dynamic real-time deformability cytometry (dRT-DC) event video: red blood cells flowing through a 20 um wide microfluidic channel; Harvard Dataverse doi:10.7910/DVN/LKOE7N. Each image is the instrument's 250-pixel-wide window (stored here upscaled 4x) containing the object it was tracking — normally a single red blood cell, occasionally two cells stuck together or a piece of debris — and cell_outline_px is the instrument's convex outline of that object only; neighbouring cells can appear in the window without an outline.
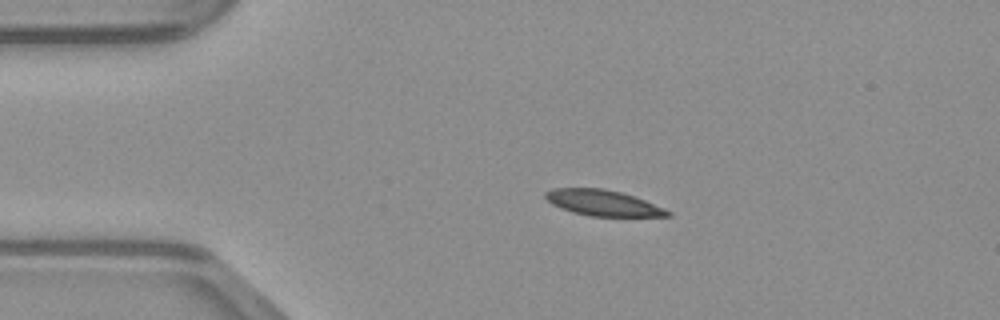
{"species": "common noctule bat (a hibernating species)", "species_latin": "Nyctalus noctula", "temperature_condition": "warm", "stored_images_in_passage": 39, "camera_frame_rate_fps": 3000, "um_per_image_px": 0.085, "animal": {"sex": "male", "body_mass_g": 23.1, "forearm_length_mm": 52.7}, "frame": {"image": 1, "passage_image": 1, "time_ms": 0.0, "image_size_px": [1000, 320], "cell_outline_px": [[672, 216], [588, 216], [572, 212], [552, 204], [544, 196], [544, 192], [552, 188], [604, 188], [620, 192], [644, 200], [664, 208], [672, 212]], "centroid_in_image_um": [51.23, 17.24], "position_along_channel_um": 33.8, "area_um2": 18.26}}
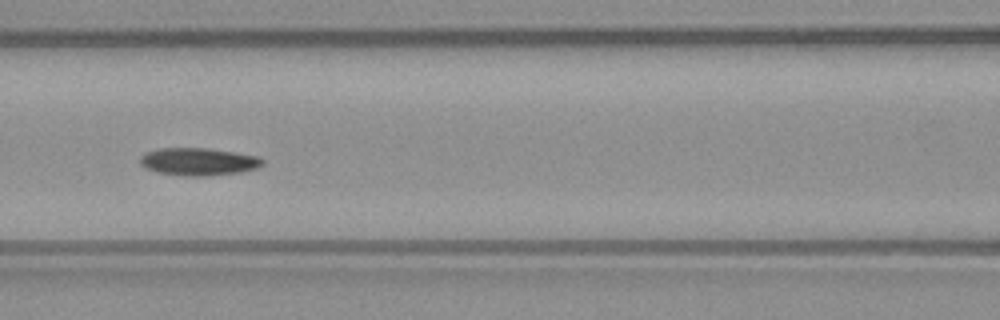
{"frame": {"image": 2, "passage_image": 12, "time_ms": 3.667, "image_size_px": [1000, 320], "cell_outline_px": [[264, 164], [256, 168], [240, 172], [204, 176], [184, 176], [156, 172], [144, 168], [140, 164], [140, 156], [148, 152], [160, 148], [208, 148], [260, 156], [264, 160]], "centroid_in_image_um": [16.87, 13.74], "position_along_channel_um": 149.7, "area_um2": 19.77}}
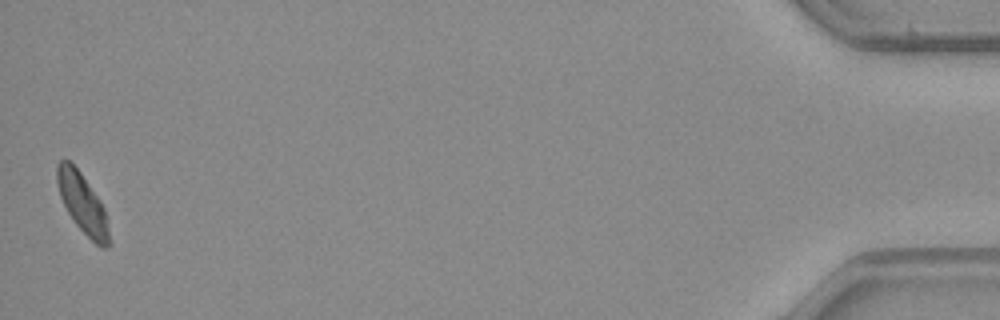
{"frame": {"image": 3, "passage_image": 39, "time_ms": 12.667, "image_size_px": [1000, 320], "cell_outline_px": [[108, 248], [100, 248], [76, 224], [68, 212], [60, 196], [56, 180], [56, 164], [60, 160], [68, 160], [80, 172], [100, 200], [104, 208], [108, 228]], "centroid_in_image_um": [6.99, 17.26], "position_along_channel_um": 428.2, "area_um2": 17.69}}